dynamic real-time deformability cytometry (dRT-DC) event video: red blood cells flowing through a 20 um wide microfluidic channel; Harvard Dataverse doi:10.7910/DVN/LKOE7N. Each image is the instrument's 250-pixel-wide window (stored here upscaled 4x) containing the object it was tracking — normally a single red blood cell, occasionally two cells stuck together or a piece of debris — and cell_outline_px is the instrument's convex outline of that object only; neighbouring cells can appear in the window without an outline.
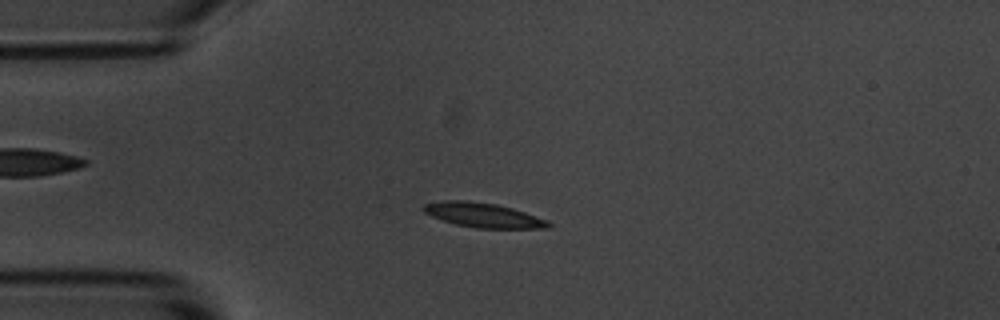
{"species": "common noctule bat (a hibernating species)", "species_latin": "Nyctalus noctula", "temperature_condition": "room temperature", "stored_images_in_passage": 45, "camera_frame_rate_fps": 3000, "um_per_image_px": 0.085, "animal": {"sex": "male", "body_mass_g": 20.1, "forearm_length_mm": 53.5}, "frame": {"image": 1, "passage_image": 3, "time_ms": 0.667, "image_size_px": [1000, 320], "cell_outline_px": [[552, 228], [476, 228], [456, 224], [432, 216], [424, 212], [420, 208], [424, 204], [440, 200], [464, 200], [496, 204], [512, 208], [548, 220], [552, 224]], "centroid_in_image_um": [41.07, 18.28], "position_along_channel_um": 43.9, "area_um2": 17.86}}
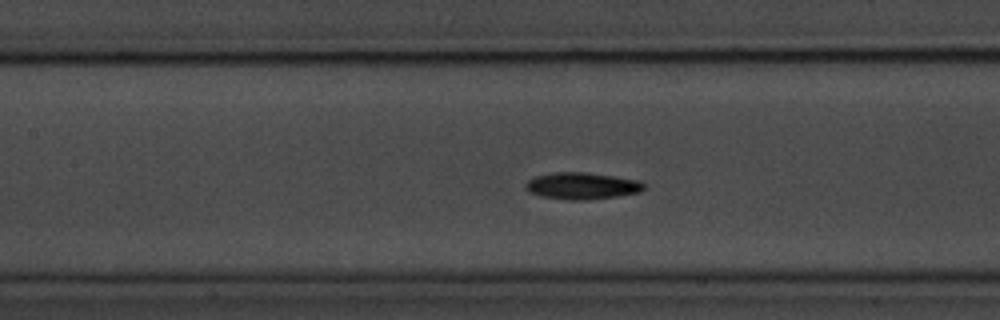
{"frame": {"image": 2, "passage_image": 14, "time_ms": 4.333, "image_size_px": [1000, 320], "cell_outline_px": [[644, 188], [640, 192], [616, 196], [588, 200], [568, 200], [540, 196], [528, 192], [524, 188], [524, 184], [528, 180], [536, 176], [556, 172], [584, 172], [640, 180], [644, 184]], "centroid_in_image_um": [49.43, 15.8], "position_along_channel_um": 158.0, "area_um2": 18.5}}
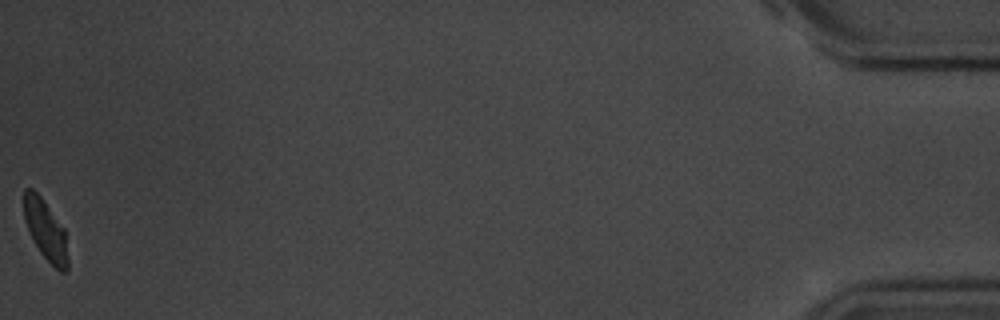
{"frame": {"image": 3, "passage_image": 45, "time_ms": 14.667, "image_size_px": [1000, 320], "cell_outline_px": [[68, 268], [64, 272], [60, 272], [40, 252], [32, 240], [24, 220], [24, 188], [32, 188], [40, 196], [64, 228], [68, 260]], "centroid_in_image_um": [3.86, 19.56], "position_along_channel_um": 431.3, "area_um2": 15.26}, "authors_computed_cell_mechanics": {"area_um2": 17.4556, "velocity_mm_per_s": 3.599, "shape_relaxation_time_tau1_ms": 3.213, "shape_relaxation_time_tau2_ms": 9.2668, "deformation_change_tau1": 0.1134, "deformation_change_tau2": 0.1323}}